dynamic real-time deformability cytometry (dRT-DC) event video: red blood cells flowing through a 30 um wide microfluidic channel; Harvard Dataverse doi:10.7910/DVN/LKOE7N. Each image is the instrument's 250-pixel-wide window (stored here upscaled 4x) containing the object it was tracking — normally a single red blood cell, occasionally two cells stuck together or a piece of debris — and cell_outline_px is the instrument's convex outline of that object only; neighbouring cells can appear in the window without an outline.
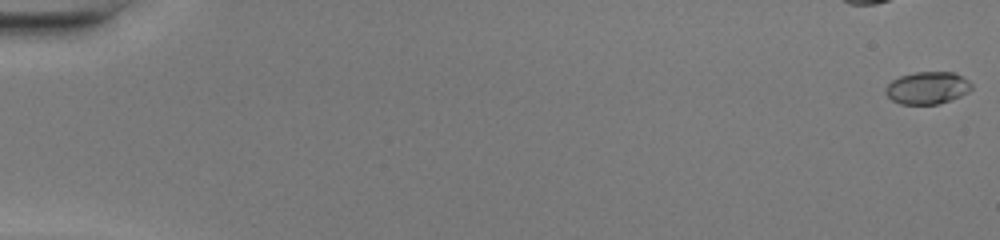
{"species": "common noctule bat (a hibernating species)", "species_latin": "Nyctalus noctula", "temperature_condition": "warm", "stored_images_in_passage": 49, "camera_frame_rate_fps": 3000, "um_per_image_px": 0.085, "animal": {"sex": "female", "body_mass_g": 20.0, "forearm_length_mm": 54.0}, "frame": {"image": 1, "passage_image": 1, "time_ms": 0.0, "image_size_px": [1000, 240], "cell_outline_px": [[972, 88], [968, 92], [952, 100], [936, 104], [900, 104], [892, 100], [884, 92], [884, 88], [892, 80], [900, 76], [916, 72], [952, 72], [968, 80], [972, 84]], "centroid_in_image_um": [78.81, 7.48], "position_along_channel_um": 6.2, "area_um2": 16.18}}
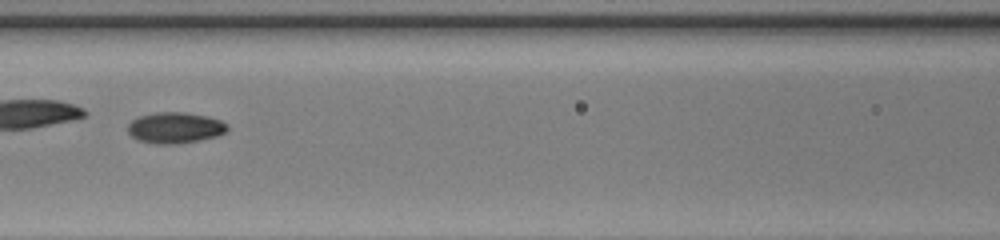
{"frame": {"image": 2, "passage_image": 24, "time_ms": 7.667, "image_size_px": [1000, 240], "cell_outline_px": [[228, 128], [224, 132], [216, 136], [200, 140], [176, 144], [156, 144], [140, 140], [132, 136], [128, 132], [128, 124], [132, 120], [140, 116], [152, 112], [184, 112], [208, 116], [220, 120], [228, 124]], "centroid_in_image_um": [14.88, 10.85], "position_along_channel_um": 151.7, "area_um2": 17.98}}
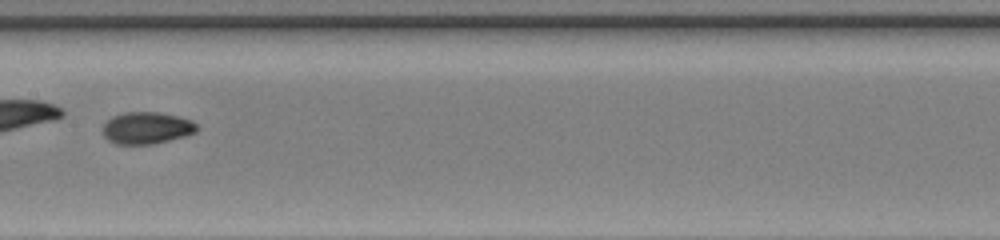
{"frame": {"image": 3, "passage_image": 27, "time_ms": 8.667, "image_size_px": [1000, 240], "cell_outline_px": [[200, 128], [196, 132], [184, 136], [152, 144], [116, 144], [108, 140], [104, 136], [104, 124], [112, 116], [124, 112], [160, 112], [180, 116], [192, 120]], "centroid_in_image_um": [12.5, 10.86], "position_along_channel_um": 194.9, "area_um2": 17.57}, "authors_computed_cell_mechanics": {"area_um2": 16.9354, "velocity_mm_per_s": 4.3284, "shape_relaxation_time_tau1_ms": 3.8673, "shape_relaxation_time_tau2_ms": 0.9651, "deformation_change_tau1": 0.1918, "deformation_change_tau2": 0.0394}}